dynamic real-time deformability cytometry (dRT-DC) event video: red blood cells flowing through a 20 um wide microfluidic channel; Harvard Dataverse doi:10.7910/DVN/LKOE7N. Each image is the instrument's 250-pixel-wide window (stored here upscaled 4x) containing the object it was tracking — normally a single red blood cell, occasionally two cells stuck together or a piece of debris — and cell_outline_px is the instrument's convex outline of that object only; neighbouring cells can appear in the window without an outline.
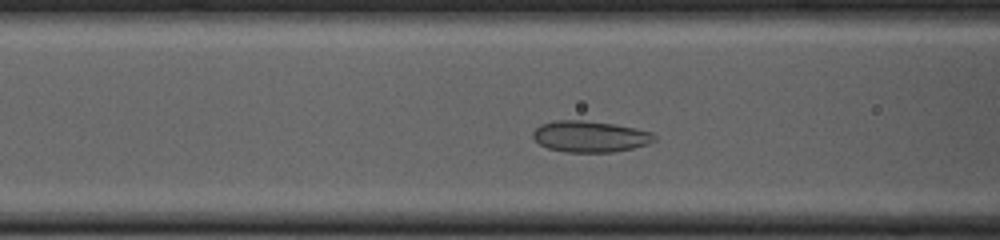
{"species": "common noctule bat (a hibernating species)", "species_latin": "Nyctalus noctula", "temperature_condition": "cold", "stored_images_in_passage": 29, "camera_frame_rate_fps": 3000, "um_per_image_px": 0.085, "animal": {"sex": "female", "body_mass_g": 23.0, "forearm_length_mm": 53.4}, "frame": {"image": 1, "passage_image": 4, "time_ms": 1.0, "image_size_px": [1000, 240], "cell_outline_px": [[656, 140], [648, 144], [632, 148], [612, 152], [564, 152], [548, 148], [540, 144], [532, 136], [532, 132], [540, 124], [556, 120], [584, 120], [612, 124], [636, 128], [652, 132], [656, 136]], "centroid_in_image_um": [50.15, 11.6], "position_along_channel_um": 116.4, "area_um2": 22.14}}
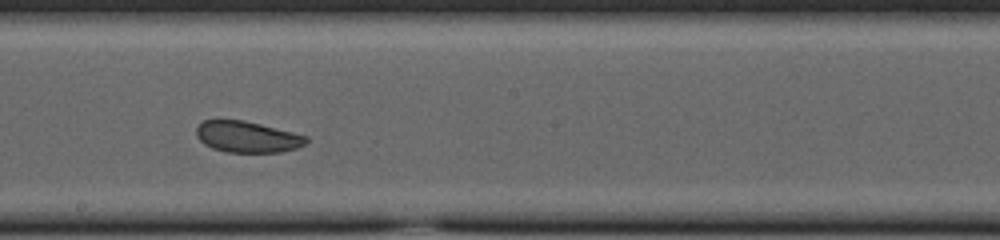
{"frame": {"image": 2, "passage_image": 13, "time_ms": 4.0, "image_size_px": [1000, 240], "cell_outline_px": [[308, 140], [304, 144], [296, 148], [280, 152], [228, 152], [212, 148], [204, 144], [196, 136], [196, 128], [204, 120], [244, 120], [308, 136]], "centroid_in_image_um": [21.0, 11.63], "position_along_channel_um": 227.2, "area_um2": 19.83}}
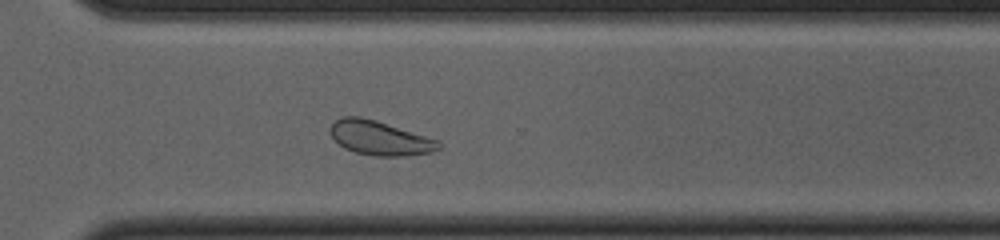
{"frame": {"image": 3, "passage_image": 22, "time_ms": 7.0, "image_size_px": [1000, 240], "cell_outline_px": [[444, 148], [432, 152], [408, 156], [372, 156], [356, 152], [344, 148], [332, 136], [328, 128], [336, 120], [344, 116], [360, 116], [440, 140], [444, 144]], "centroid_in_image_um": [32.35, 11.75], "position_along_channel_um": 338.3, "area_um2": 21.73}}